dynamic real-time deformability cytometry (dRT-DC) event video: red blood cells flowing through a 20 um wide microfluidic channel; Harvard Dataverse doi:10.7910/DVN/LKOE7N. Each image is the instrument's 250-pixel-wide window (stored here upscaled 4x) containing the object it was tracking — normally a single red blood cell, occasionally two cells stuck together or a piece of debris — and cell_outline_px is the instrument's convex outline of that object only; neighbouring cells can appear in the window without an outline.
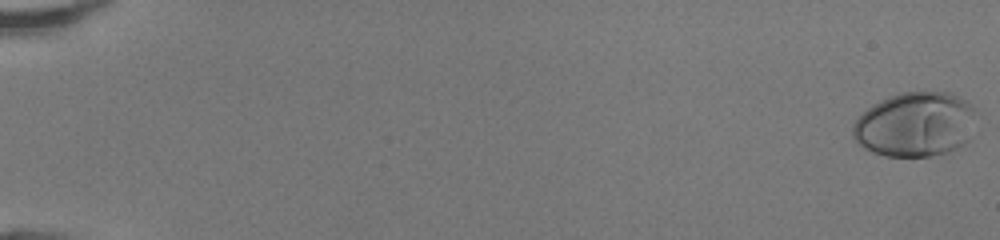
{"species": "human", "species_latin": "Homo sapiens", "temperature_condition": "room temperature", "stored_images_in_passage": 50, "camera_frame_rate_fps": 3000, "um_per_image_px": 0.085, "donor": {"sex": "female"}, "frame": {"image": 1, "passage_image": 1, "time_ms": 0.0, "image_size_px": [1000, 240], "cell_outline_px": [[972, 112], [968, 140], [964, 144], [948, 152], [932, 156], [884, 156], [872, 152], [864, 148], [852, 136], [852, 124], [872, 104], [880, 100], [900, 92], [948, 92], [968, 100], [972, 108]], "centroid_in_image_um": [77.74, 10.58], "position_along_channel_um": 7.3, "area_um2": 46.07}}
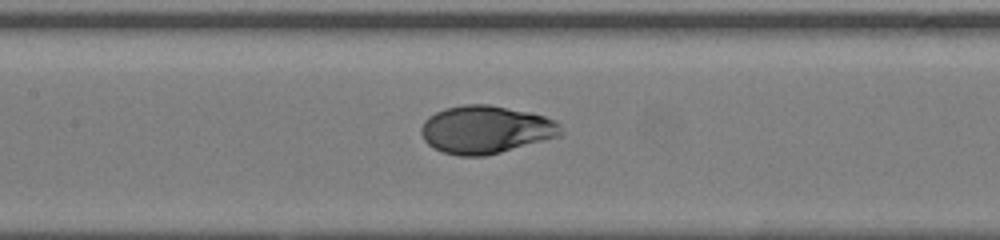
{"frame": {"image": 2, "passage_image": 26, "time_ms": 8.333, "image_size_px": [1000, 240], "cell_outline_px": [[564, 132], [560, 136], [500, 152], [484, 156], [460, 156], [444, 152], [428, 144], [424, 140], [420, 132], [420, 128], [424, 120], [428, 116], [444, 108], [464, 104], [488, 104], [532, 112], [556, 120], [560, 124]], "centroid_in_image_um": [41.3, 11.0], "position_along_channel_um": 166.1, "area_um2": 39.13}}
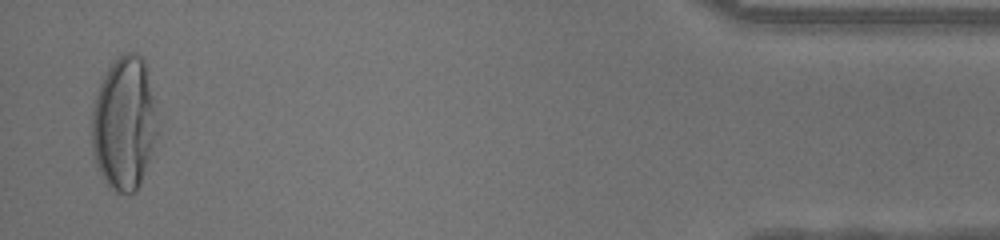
{"frame": {"image": 3, "passage_image": 49, "time_ms": 16.0, "image_size_px": [1000, 240], "cell_outline_px": [[156, 132], [152, 156], [140, 184], [136, 192], [128, 196], [112, 192], [108, 188], [100, 176], [96, 168], [92, 152], [92, 104], [96, 92], [104, 72], [112, 60], [124, 52], [136, 52], [144, 60], [152, 100]], "centroid_in_image_um": [10.49, 10.57], "position_along_channel_um": 424.7, "area_um2": 51.62}, "authors_computed_cell_mechanics": {"area_um2": 39.4196, "velocity_mm_per_s": 4.2761, "shape_relaxation_time_tau1_ms": 4.4569, "shape_relaxation_time_tau2_ms": null, "deformation_change_tau1": 0.24, "deformation_change_tau2": null}}